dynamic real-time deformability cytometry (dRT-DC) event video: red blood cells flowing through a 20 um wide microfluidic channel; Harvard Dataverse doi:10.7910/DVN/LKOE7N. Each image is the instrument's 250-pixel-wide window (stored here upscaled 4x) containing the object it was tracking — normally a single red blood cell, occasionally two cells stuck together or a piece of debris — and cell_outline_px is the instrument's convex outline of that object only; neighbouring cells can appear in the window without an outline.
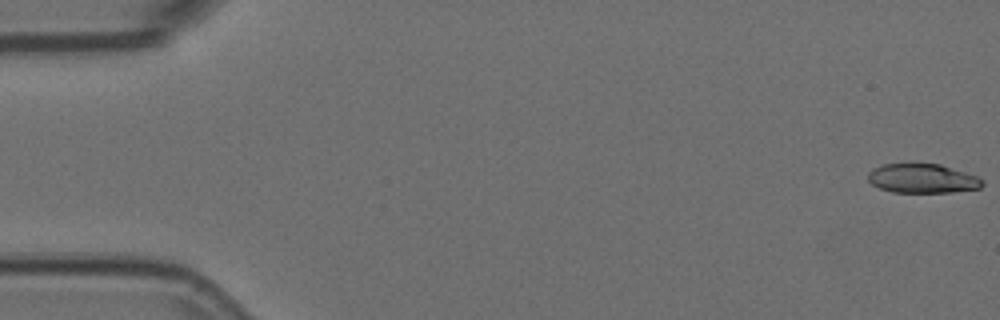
{"species": "Egyptian fruit bat (a non-hibernating species)", "species_latin": "Rousettus aegyptiacus", "temperature_condition": "room temperature", "stored_images_in_passage": 55, "camera_frame_rate_fps": 3000, "um_per_image_px": 0.085, "animal": {"sex": "female"}, "frame": {"image": 1, "passage_image": 1, "time_ms": 0.0, "image_size_px": [1000, 320], "cell_outline_px": [[984, 184], [980, 188], [952, 192], [892, 192], [880, 188], [872, 184], [868, 180], [868, 172], [872, 168], [884, 164], [940, 164], [976, 176], [984, 180]], "centroid_in_image_um": [78.4, 15.17], "position_along_channel_um": 6.6, "area_um2": 19.36}}
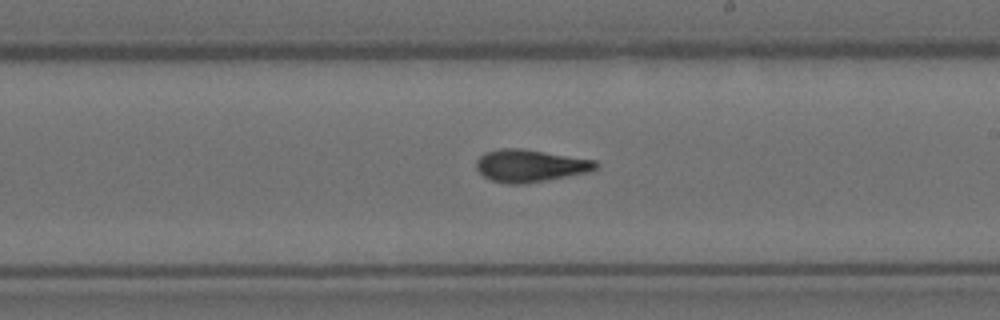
{"frame": {"image": 2, "passage_image": 32, "time_ms": 10.333, "image_size_px": [1000, 320], "cell_outline_px": [[600, 164], [596, 168], [588, 172], [524, 184], [508, 184], [492, 180], [484, 176], [476, 168], [476, 160], [484, 152], [500, 148], [516, 148], [596, 160]], "centroid_in_image_um": [45.04, 14.09], "position_along_channel_um": 244.0, "area_um2": 22.31}}
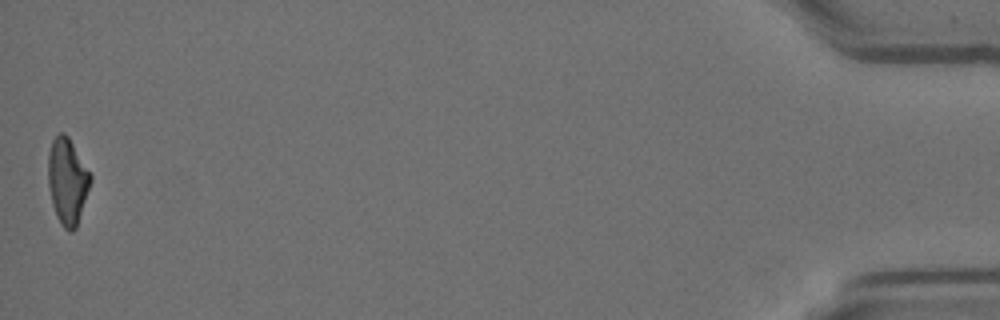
{"frame": {"image": 3, "passage_image": 55, "time_ms": 18.0, "image_size_px": [1000, 320], "cell_outline_px": [[92, 180], [76, 228], [72, 232], [68, 232], [64, 228], [56, 216], [52, 204], [48, 184], [48, 152], [52, 140], [60, 132], [64, 132], [68, 136], [92, 176]], "centroid_in_image_um": [5.72, 15.4], "position_along_channel_um": 429.5, "area_um2": 21.27}, "authors_computed_cell_mechanics": {"area_um2": 21.675, "velocity_mm_per_s": 3.6961, "shape_relaxation_time_tau1_ms": 4.9425, "shape_relaxation_time_tau2_ms": 2.0223, "deformation_change_tau1": 0.2005, "deformation_change_tau2": 0.1013}}